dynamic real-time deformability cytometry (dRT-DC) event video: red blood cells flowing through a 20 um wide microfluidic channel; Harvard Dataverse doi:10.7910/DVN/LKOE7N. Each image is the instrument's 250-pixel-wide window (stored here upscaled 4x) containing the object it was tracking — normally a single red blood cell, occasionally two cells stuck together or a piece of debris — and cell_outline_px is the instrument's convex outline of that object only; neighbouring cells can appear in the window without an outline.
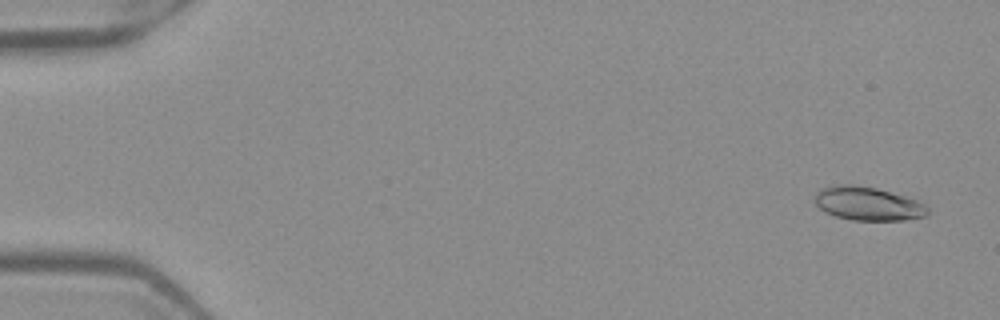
{"species": "Egyptian fruit bat (a non-hibernating species)", "species_latin": "Rousettus aegyptiacus", "temperature_condition": "warm", "stored_images_in_passage": 15, "camera_frame_rate_fps": 3000, "um_per_image_px": 0.085, "frame": {"image": 1, "passage_image": 3, "time_ms": 0.667, "image_size_px": [1000, 320], "cell_outline_px": [[928, 216], [904, 220], [852, 220], [836, 216], [824, 212], [812, 200], [816, 192], [820, 188], [840, 184], [852, 184], [876, 188], [904, 196], [916, 200], [924, 204], [928, 208]], "centroid_in_image_um": [73.73, 17.31], "position_along_channel_um": 11.3, "area_um2": 22.2}}